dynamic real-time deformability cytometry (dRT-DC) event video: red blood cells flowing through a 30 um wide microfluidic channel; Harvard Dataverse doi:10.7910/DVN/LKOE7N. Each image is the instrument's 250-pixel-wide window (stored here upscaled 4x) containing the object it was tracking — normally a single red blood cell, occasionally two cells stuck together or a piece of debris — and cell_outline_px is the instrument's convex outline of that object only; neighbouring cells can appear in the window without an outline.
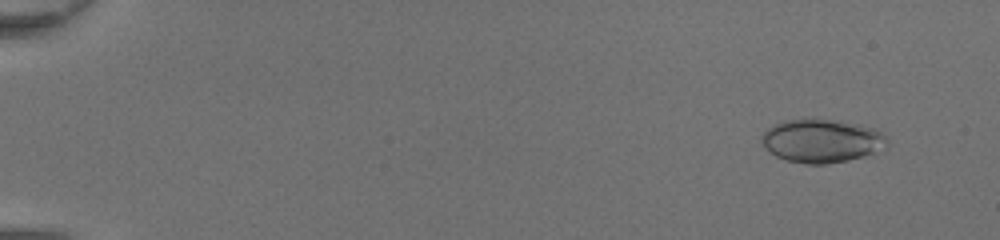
{"species": "common noctule bat (a hibernating species)", "species_latin": "Nyctalus noctula", "temperature_condition": "room temperature", "stored_images_in_passage": 47, "camera_frame_rate_fps": 3000, "um_per_image_px": 0.085, "animal": {"sex": "female", "body_mass_g": 20.0, "forearm_length_mm": 54.0}, "frame": {"image": 1, "passage_image": 3, "time_ms": 0.667, "image_size_px": [1000, 240], "cell_outline_px": [[888, 148], [848, 160], [828, 164], [804, 164], [788, 160], [776, 156], [768, 152], [764, 148], [760, 140], [760, 136], [768, 128], [784, 120], [840, 120], [860, 124], [872, 128], [888, 136]], "centroid_in_image_um": [69.86, 11.98], "position_along_channel_um": 15.1, "area_um2": 31.85}}